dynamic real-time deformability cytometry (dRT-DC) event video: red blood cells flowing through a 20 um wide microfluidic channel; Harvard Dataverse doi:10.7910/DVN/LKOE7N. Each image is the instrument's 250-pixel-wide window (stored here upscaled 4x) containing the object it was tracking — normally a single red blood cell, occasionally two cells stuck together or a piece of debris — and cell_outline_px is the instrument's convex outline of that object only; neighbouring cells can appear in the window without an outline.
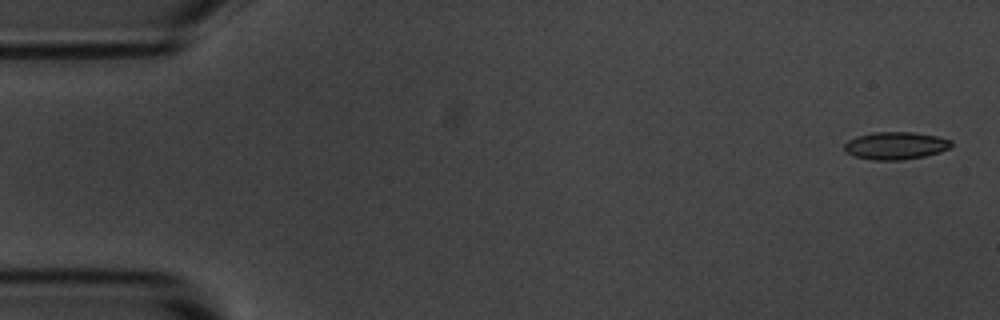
{"species": "common noctule bat (a hibernating species)", "species_latin": "Nyctalus noctula", "temperature_condition": "room temperature", "stored_images_in_passage": 5, "camera_frame_rate_fps": 3000, "um_per_image_px": 0.085, "animal": {"sex": "male", "body_mass_g": 20.1, "forearm_length_mm": 53.5}, "frame": {"image": 1, "passage_image": 1, "time_ms": 0.0, "image_size_px": [1000, 320], "cell_outline_px": [[952, 144], [948, 148], [940, 152], [924, 156], [900, 160], [872, 160], [852, 156], [844, 148], [844, 144], [848, 140], [856, 136], [876, 132], [912, 132], [936, 136], [952, 140]], "centroid_in_image_um": [76.11, 12.38], "position_along_channel_um": 8.9, "area_um2": 17.11}}
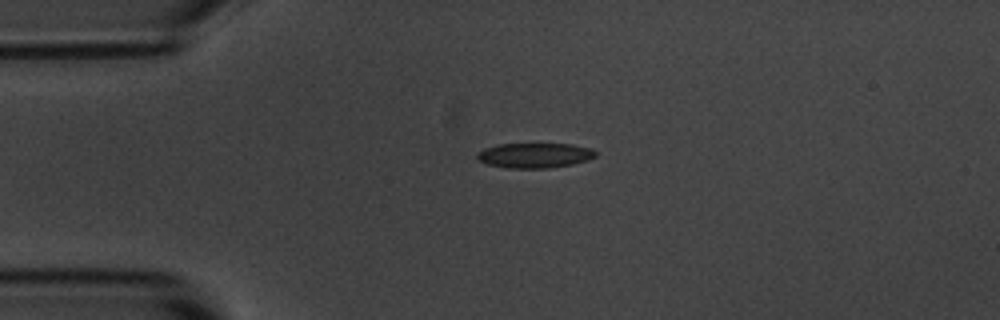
{"frame": {"image": 2, "passage_image": 4, "time_ms": 3.667, "image_size_px": [1000, 320], "cell_outline_px": [[596, 156], [588, 160], [572, 164], [548, 168], [508, 168], [488, 164], [476, 160], [476, 152], [484, 148], [500, 144], [572, 144], [592, 148], [596, 152]], "centroid_in_image_um": [45.43, 13.2], "position_along_channel_um": 39.6, "area_um2": 17.34}}